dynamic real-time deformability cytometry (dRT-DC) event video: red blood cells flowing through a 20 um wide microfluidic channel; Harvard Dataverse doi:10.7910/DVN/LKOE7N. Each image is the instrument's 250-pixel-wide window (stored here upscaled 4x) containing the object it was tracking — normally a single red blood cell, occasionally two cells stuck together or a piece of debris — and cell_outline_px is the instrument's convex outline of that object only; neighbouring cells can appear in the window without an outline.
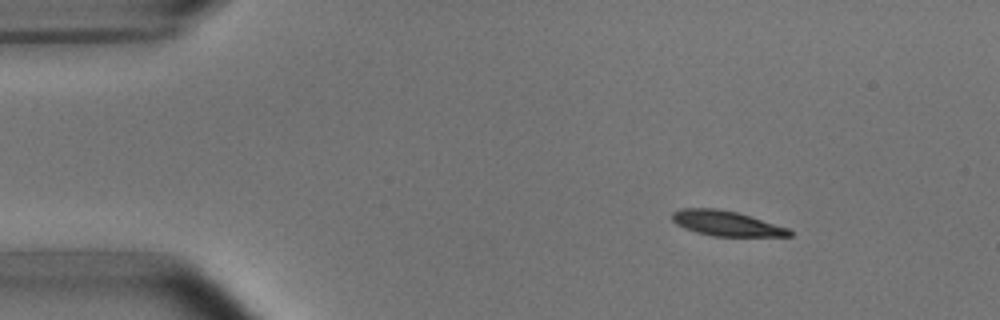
{"species": "common noctule bat (a hibernating species)", "species_latin": "Nyctalus noctula", "temperature_condition": "room temperature", "stored_images_in_passage": 3, "camera_frame_rate_fps": 3000, "um_per_image_px": 0.085, "animal": {"sex": "male", "body_mass_g": 15.6}, "frame": {"image": 1, "passage_image": 1, "time_ms": 0.0, "image_size_px": [1000, 320], "cell_outline_px": [[792, 236], [712, 236], [696, 232], [684, 228], [676, 224], [672, 220], [672, 212], [680, 208], [716, 208], [736, 212], [788, 228], [792, 232]], "centroid_in_image_um": [61.68, 18.98], "position_along_channel_um": 23.3, "area_um2": 16.99}}